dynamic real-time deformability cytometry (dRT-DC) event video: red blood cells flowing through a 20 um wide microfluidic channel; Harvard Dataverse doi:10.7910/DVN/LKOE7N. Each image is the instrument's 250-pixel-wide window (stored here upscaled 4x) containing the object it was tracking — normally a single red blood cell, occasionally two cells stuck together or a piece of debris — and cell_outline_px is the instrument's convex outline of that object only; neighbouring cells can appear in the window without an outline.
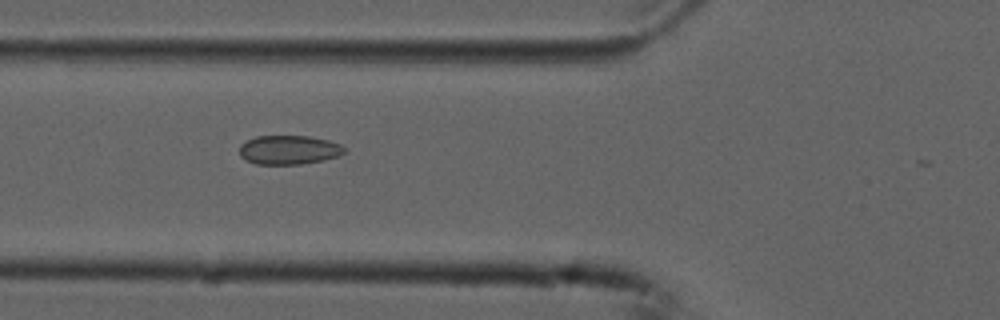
{"species": "common noctule bat (a hibernating species)", "species_latin": "Nyctalus noctula", "temperature_condition": "cold", "stored_images_in_passage": 6, "camera_frame_rate_fps": 3000, "um_per_image_px": 0.085, "animal": {"sex": "male", "forearm_length_mm": 52.5}, "frame": {"image": 1, "passage_image": 5, "time_ms": 1.333, "image_size_px": [1000, 320], "cell_outline_px": [[344, 152], [336, 156], [324, 160], [300, 164], [256, 164], [244, 160], [240, 156], [240, 144], [256, 136], [308, 136], [328, 140], [340, 144], [344, 148]], "centroid_in_image_um": [24.51, 12.74], "position_along_channel_um": 101.3, "area_um2": 17.69}}
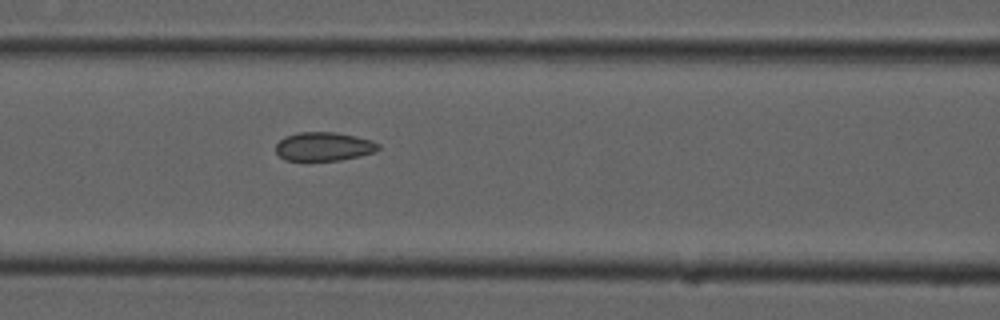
{"frame": {"image": 2, "passage_image": 6, "time_ms": 1.667, "image_size_px": [1000, 320], "cell_outline_px": [[380, 148], [376, 152], [360, 156], [340, 160], [284, 160], [276, 152], [276, 144], [284, 136], [300, 132], [332, 132], [356, 136], [372, 140], [380, 144]], "centroid_in_image_um": [27.55, 12.45], "position_along_channel_um": 139.1, "area_um2": 17.22}}